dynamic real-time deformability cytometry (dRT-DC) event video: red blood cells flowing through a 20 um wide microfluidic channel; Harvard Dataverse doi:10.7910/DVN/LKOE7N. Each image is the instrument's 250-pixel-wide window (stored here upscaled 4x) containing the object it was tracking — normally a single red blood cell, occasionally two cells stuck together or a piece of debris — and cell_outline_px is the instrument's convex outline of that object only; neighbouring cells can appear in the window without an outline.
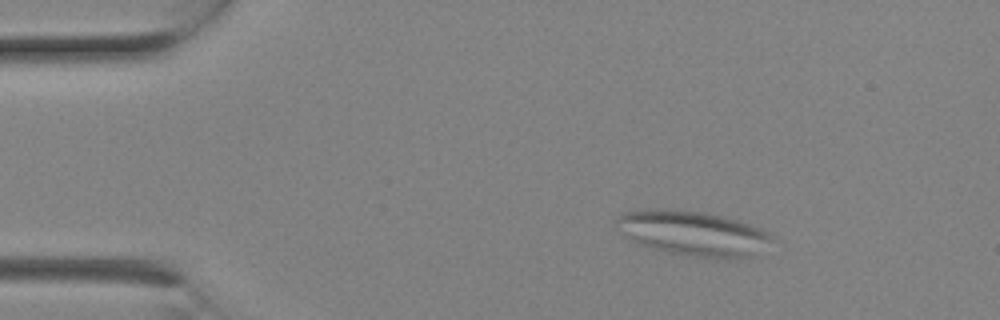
{"species": "Egyptian fruit bat (a non-hibernating species)", "species_latin": "Rousettus aegyptiacus", "temperature_condition": "room temperature", "stored_images_in_passage": 2, "camera_frame_rate_fps": 3000, "um_per_image_px": 0.085, "animal": {"sex": "female"}, "frame": {"image": 1, "passage_image": 1, "time_ms": 0.0, "image_size_px": [1000, 320], "cell_outline_px": [[776, 240], [756, 256], [696, 256], [672, 252], [640, 244], [624, 236], [616, 220], [616, 216], [624, 212], [644, 208], [660, 208], [704, 212], [736, 220], [760, 228], [776, 236]], "centroid_in_image_um": [58.94, 19.79], "position_along_channel_um": 26.1, "area_um2": 40.0}}